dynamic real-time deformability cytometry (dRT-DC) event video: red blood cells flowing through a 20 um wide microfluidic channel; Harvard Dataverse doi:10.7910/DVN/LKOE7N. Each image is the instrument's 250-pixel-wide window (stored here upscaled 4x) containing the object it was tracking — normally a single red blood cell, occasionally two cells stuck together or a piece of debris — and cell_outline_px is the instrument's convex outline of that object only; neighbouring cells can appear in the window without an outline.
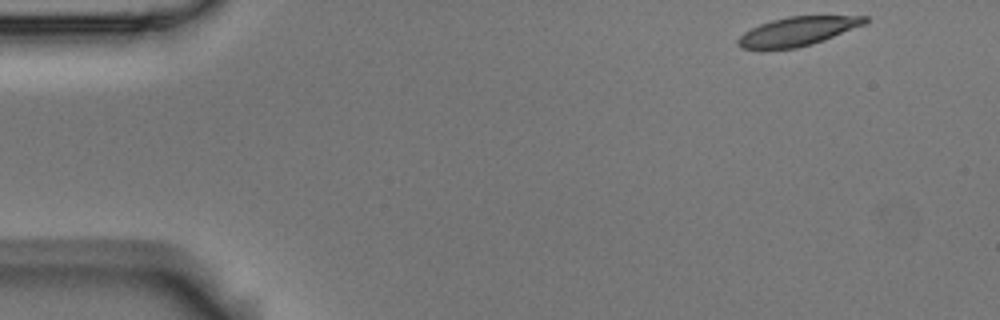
{"species": "Egyptian fruit bat (a non-hibernating species)", "species_latin": "Rousettus aegyptiacus", "temperature_condition": "room temperature", "stored_images_in_passage": 15, "camera_frame_rate_fps": 3000, "um_per_image_px": 0.085, "animal": {"sex": "male"}, "frame": {"image": 1, "passage_image": 1, "time_ms": 0.0, "image_size_px": [1000, 320], "cell_outline_px": [[868, 20], [864, 24], [824, 40], [812, 44], [796, 48], [760, 52], [740, 48], [736, 44], [736, 40], [744, 32], [760, 24], [772, 20], [788, 16], [868, 16]], "centroid_in_image_um": [67.68, 2.71], "position_along_channel_um": 17.3, "area_um2": 21.85}}
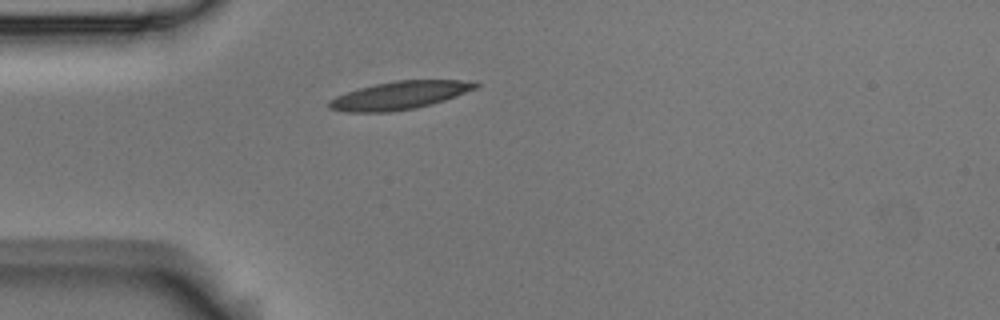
{"frame": {"image": 2, "passage_image": 11, "time_ms": 3.333, "image_size_px": [1000, 320], "cell_outline_px": [[480, 84], [476, 88], [444, 100], [432, 104], [416, 108], [388, 112], [348, 112], [328, 108], [328, 100], [336, 96], [360, 88], [376, 84], [396, 80], [476, 80]], "centroid_in_image_um": [33.98, 8.1], "position_along_channel_um": 51.0, "area_um2": 23.81}}